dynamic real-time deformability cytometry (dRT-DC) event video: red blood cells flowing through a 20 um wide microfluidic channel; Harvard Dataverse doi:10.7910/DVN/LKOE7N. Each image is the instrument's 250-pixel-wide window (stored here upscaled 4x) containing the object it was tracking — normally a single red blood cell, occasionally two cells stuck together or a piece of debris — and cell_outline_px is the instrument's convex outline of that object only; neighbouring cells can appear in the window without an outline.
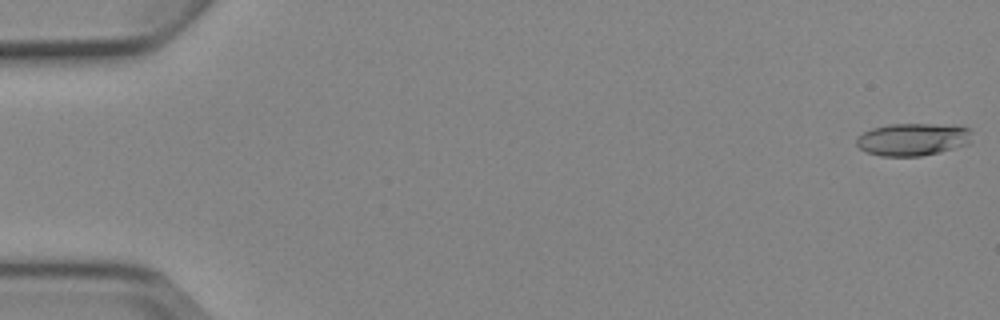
{"species": "Egyptian fruit bat (a non-hibernating species)", "species_latin": "Rousettus aegyptiacus", "temperature_condition": "cold", "stored_images_in_passage": 6, "camera_frame_rate_fps": 3000, "um_per_image_px": 0.085, "animal": {"sex": "female"}, "frame": {"image": 1, "passage_image": 1, "time_ms": 0.0, "image_size_px": [1000, 320], "cell_outline_px": [[972, 140], [968, 144], [940, 152], [920, 156], [880, 156], [868, 152], [860, 148], [856, 144], [856, 136], [872, 128], [888, 124], [952, 124], [968, 128], [972, 132]], "centroid_in_image_um": [77.61, 11.83], "position_along_channel_um": 7.4, "area_um2": 22.14}}
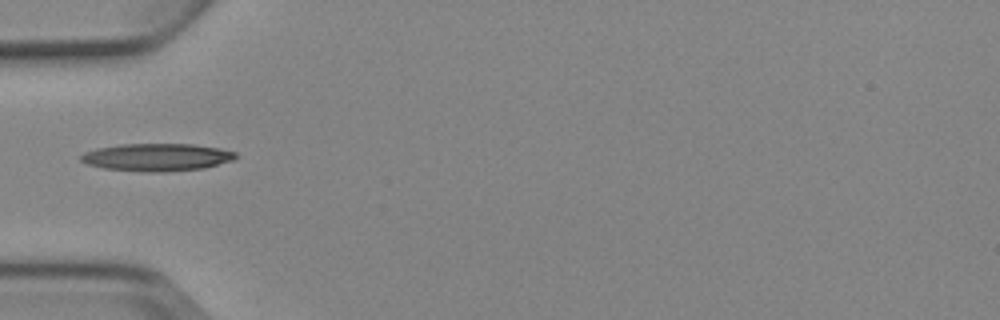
{"frame": {"image": 2, "passage_image": 5, "time_ms": 5.667, "image_size_px": [1000, 320], "cell_outline_px": [[240, 156], [232, 160], [204, 168], [168, 172], [140, 172], [104, 168], [88, 164], [80, 160], [80, 156], [84, 152], [96, 148], [120, 144], [192, 144], [220, 148], [236, 152]], "centroid_in_image_um": [13.34, 13.36], "position_along_channel_um": 71.7, "area_um2": 25.09}}
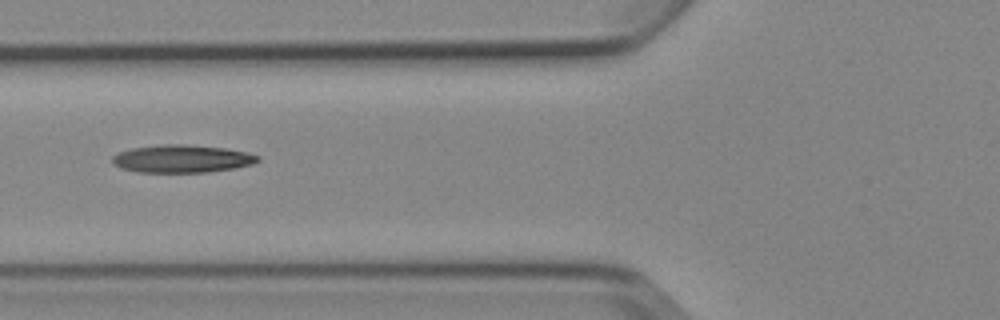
{"frame": {"image": 3, "passage_image": 6, "time_ms": 6.667, "image_size_px": [1000, 320], "cell_outline_px": [[260, 160], [252, 164], [232, 168], [208, 172], [136, 172], [120, 168], [112, 164], [112, 156], [120, 152], [132, 148], [164, 144], [188, 144], [224, 148], [248, 152], [260, 156]], "centroid_in_image_um": [15.45, 13.49], "position_along_channel_um": 110.3, "area_um2": 23.58}}